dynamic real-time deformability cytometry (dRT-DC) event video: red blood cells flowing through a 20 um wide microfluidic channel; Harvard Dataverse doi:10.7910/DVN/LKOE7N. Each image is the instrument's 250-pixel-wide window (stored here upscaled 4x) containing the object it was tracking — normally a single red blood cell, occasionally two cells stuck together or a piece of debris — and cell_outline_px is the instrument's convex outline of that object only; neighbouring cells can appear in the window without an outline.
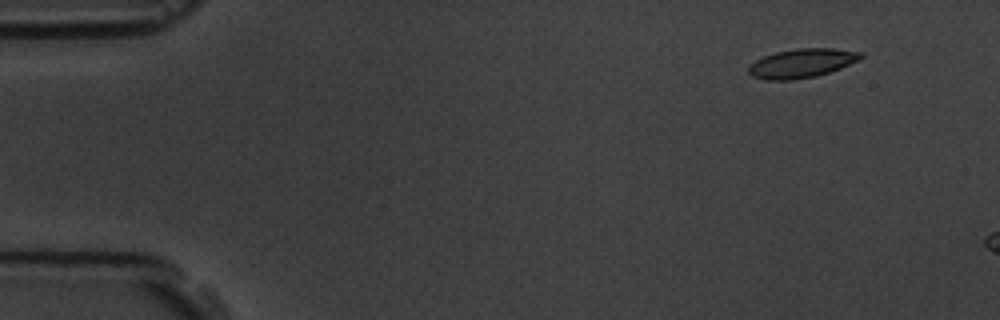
{"species": "common noctule bat (a hibernating species)", "species_latin": "Nyctalus noctula", "temperature_condition": "room temperature", "stored_images_in_passage": 3, "camera_frame_rate_fps": 3000, "um_per_image_px": 0.085, "animal": {"sex": "male", "body_mass_g": 19.5, "forearm_length_mm": 54.6}, "frame": {"image": 1, "passage_image": 1, "time_ms": 0.0, "image_size_px": [1000, 320], "cell_outline_px": [[864, 56], [840, 68], [816, 76], [792, 80], [768, 80], [752, 76], [748, 72], [748, 68], [756, 60], [764, 56], [776, 52], [796, 48], [832, 48], [864, 52]], "centroid_in_image_um": [68.15, 5.37], "position_along_channel_um": 16.9, "area_um2": 18.79}}